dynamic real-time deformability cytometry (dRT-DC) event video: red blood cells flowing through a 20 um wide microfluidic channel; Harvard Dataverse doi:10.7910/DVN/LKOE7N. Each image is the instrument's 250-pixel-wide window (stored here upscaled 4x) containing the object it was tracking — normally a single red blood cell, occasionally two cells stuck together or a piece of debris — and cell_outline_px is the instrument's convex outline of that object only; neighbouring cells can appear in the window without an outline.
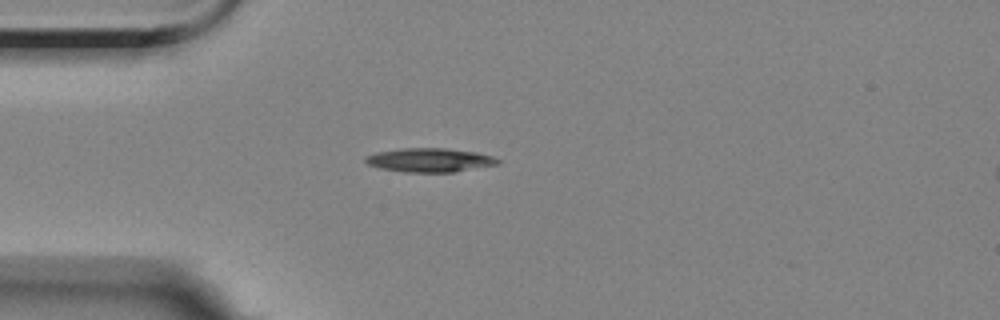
{"species": "Egyptian fruit bat (a non-hibernating species)", "species_latin": "Rousettus aegyptiacus", "temperature_condition": "room temperature", "stored_images_in_passage": 2, "camera_frame_rate_fps": 3000, "um_per_image_px": 0.085, "animal": {"sex": "female"}, "frame": {"image": 1, "passage_image": 1, "time_ms": 0.0, "image_size_px": [1000, 320], "cell_outline_px": [[500, 164], [452, 172], [404, 172], [380, 168], [368, 164], [364, 160], [364, 156], [376, 152], [400, 148], [448, 148], [476, 152], [492, 156], [500, 160]], "centroid_in_image_um": [36.51, 13.6], "position_along_channel_um": 48.5, "area_um2": 18.5}}